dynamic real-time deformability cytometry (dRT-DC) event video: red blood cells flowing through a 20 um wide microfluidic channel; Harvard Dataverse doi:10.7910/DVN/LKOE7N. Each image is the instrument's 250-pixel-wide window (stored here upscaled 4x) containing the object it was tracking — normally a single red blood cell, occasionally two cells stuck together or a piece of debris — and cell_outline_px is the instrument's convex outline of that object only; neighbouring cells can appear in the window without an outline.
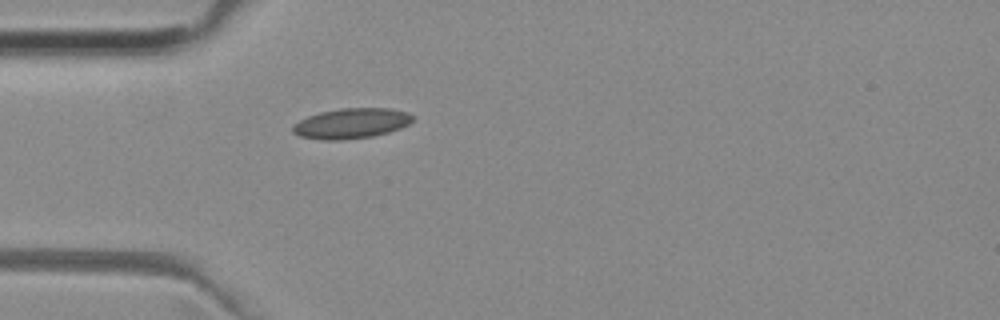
{"species": "common noctule bat (a hibernating species)", "species_latin": "Nyctalus noctula", "temperature_condition": "room temperature", "stored_images_in_passage": 36, "camera_frame_rate_fps": 3000, "um_per_image_px": 0.085, "animal": {"sex": "female", "body_mass_g": 29.2, "forearm_length_mm": 56.3}, "frame": {"image": 1, "passage_image": 1, "time_ms": 0.0, "image_size_px": [1000, 320], "cell_outline_px": [[416, 116], [408, 124], [400, 128], [388, 132], [372, 136], [340, 140], [324, 140], [300, 136], [292, 132], [292, 124], [308, 116], [320, 112], [340, 108], [392, 108], [408, 112]], "centroid_in_image_um": [29.87, 10.47], "position_along_channel_um": 55.1, "area_um2": 21.21}}
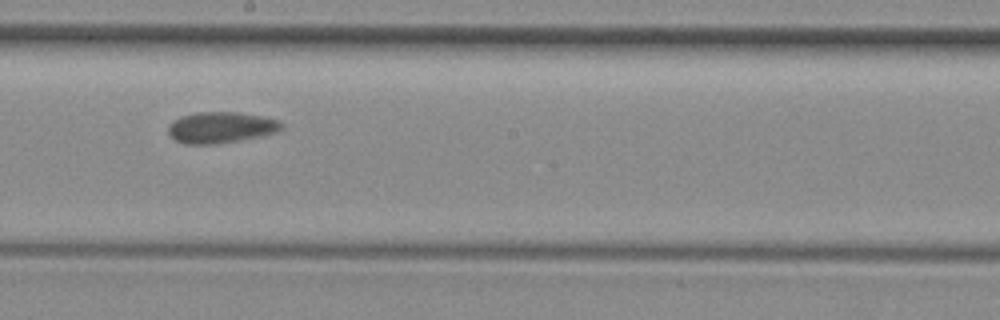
{"frame": {"image": 2, "passage_image": 15, "time_ms": 4.667, "image_size_px": [1000, 320], "cell_outline_px": [[284, 128], [280, 132], [240, 140], [212, 144], [184, 144], [176, 140], [168, 132], [168, 124], [172, 120], [180, 116], [196, 112], [240, 112], [264, 116], [280, 120], [284, 124]], "centroid_in_image_um": [18.82, 10.82], "position_along_channel_um": 229.4, "area_um2": 20.92}}
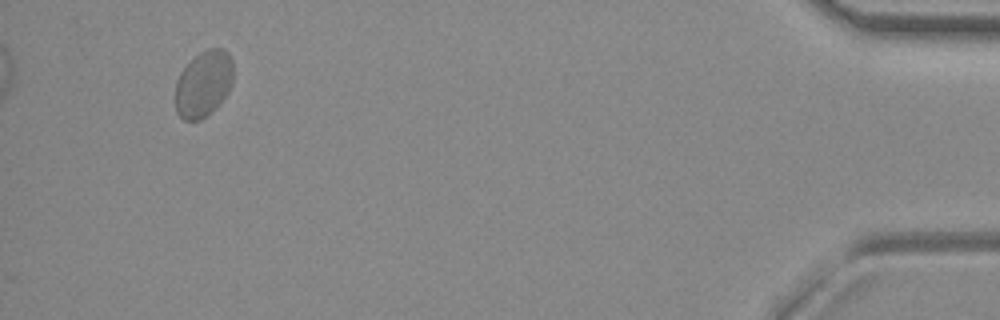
{"frame": {"image": 3, "passage_image": 36, "time_ms": 11.667, "image_size_px": [1000, 320], "cell_outline_px": [[232, 84], [228, 92], [216, 108], [200, 120], [184, 120], [176, 112], [176, 80], [180, 72], [200, 52], [208, 48], [224, 48], [228, 52], [232, 60]], "centroid_in_image_um": [17.31, 7.12], "position_along_channel_um": 417.9, "area_um2": 22.31}, "authors_computed_cell_mechanics": {"area_um2": 20.808, "velocity_mm_per_s": 3.8563, "shape_relaxation_time_tau1_ms": 6.4252, "shape_relaxation_time_tau2_ms": 0.7026, "deformation_change_tau1": 0.0782, "deformation_change_tau2": 0.0409}}